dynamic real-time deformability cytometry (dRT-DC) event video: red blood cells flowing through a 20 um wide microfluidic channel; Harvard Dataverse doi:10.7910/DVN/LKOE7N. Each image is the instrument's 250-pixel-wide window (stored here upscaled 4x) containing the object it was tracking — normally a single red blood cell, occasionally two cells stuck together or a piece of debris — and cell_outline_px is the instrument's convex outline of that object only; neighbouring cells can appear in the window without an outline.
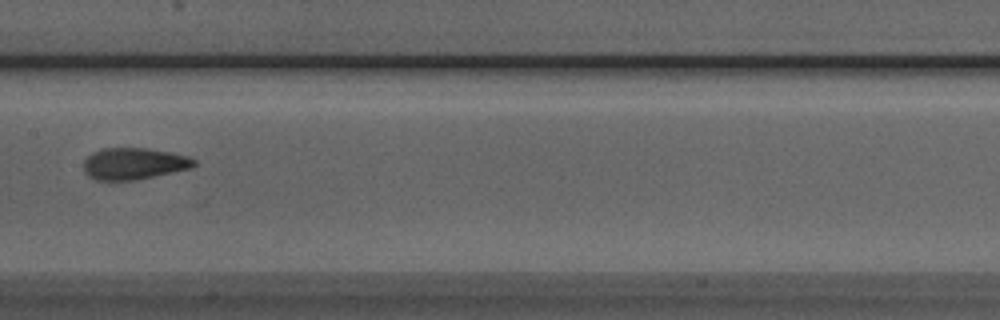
{"species": "Egyptian fruit bat (a non-hibernating species)", "species_latin": "Rousettus aegyptiacus", "temperature_condition": "room temperature", "stored_images_in_passage": 8, "camera_frame_rate_fps": 3000, "um_per_image_px": 0.085, "animal": {"sex": "male"}, "frame": {"image": 1, "passage_image": 7, "time_ms": 2.0, "image_size_px": [1000, 320], "cell_outline_px": [[196, 164], [192, 168], [132, 180], [96, 180], [88, 176], [84, 172], [84, 160], [92, 152], [104, 148], [148, 148], [188, 156], [196, 160]], "centroid_in_image_um": [11.36, 13.9], "position_along_channel_um": 196.0, "area_um2": 20.23}}
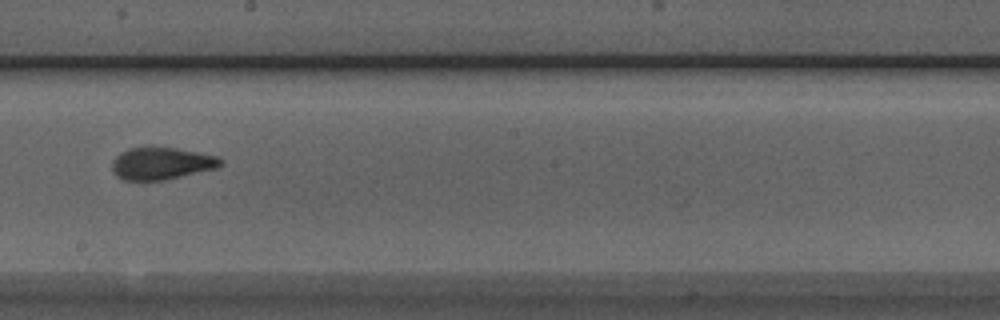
{"frame": {"image": 2, "passage_image": 8, "time_ms": 2.333, "image_size_px": [1000, 320], "cell_outline_px": [[224, 164], [216, 168], [164, 180], [124, 180], [116, 176], [112, 168], [112, 160], [120, 152], [128, 148], [148, 144], [176, 148], [200, 152], [216, 156], [224, 160]], "centroid_in_image_um": [13.7, 13.85], "position_along_channel_um": 234.5, "area_um2": 20.98}}